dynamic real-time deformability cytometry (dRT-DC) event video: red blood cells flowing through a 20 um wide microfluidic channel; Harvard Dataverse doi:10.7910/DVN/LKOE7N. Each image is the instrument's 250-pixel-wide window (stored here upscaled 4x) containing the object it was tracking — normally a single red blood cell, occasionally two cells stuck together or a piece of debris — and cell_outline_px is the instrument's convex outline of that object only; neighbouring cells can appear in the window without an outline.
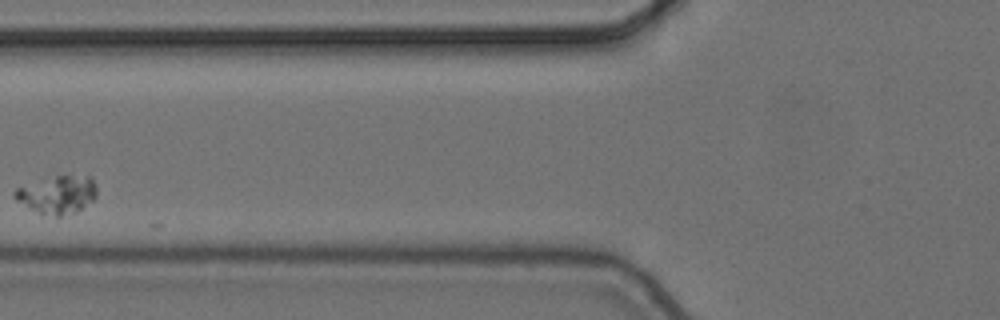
{"species": "common noctule bat (a hibernating species)", "species_latin": "Nyctalus noctula", "temperature_condition": "cold", "stored_images_in_passage": 2, "camera_frame_rate_fps": 3000, "um_per_image_px": 0.085, "animal": {"sex": "female", "body_mass_g": 24.6, "forearm_length_mm": 56.2}, "frame": {"image": 1, "passage_image": 2, "time_ms": 0.333, "image_size_px": [1000, 320], "cell_outline_px": [[96, 196], [92, 200], [76, 212], [60, 216], [40, 216], [16, 200], [12, 196], [12, 192], [16, 188], [56, 176], [92, 176], [96, 184]], "centroid_in_image_um": [4.85, 16.58], "position_along_channel_um": 121.0, "area_um2": 18.21}}